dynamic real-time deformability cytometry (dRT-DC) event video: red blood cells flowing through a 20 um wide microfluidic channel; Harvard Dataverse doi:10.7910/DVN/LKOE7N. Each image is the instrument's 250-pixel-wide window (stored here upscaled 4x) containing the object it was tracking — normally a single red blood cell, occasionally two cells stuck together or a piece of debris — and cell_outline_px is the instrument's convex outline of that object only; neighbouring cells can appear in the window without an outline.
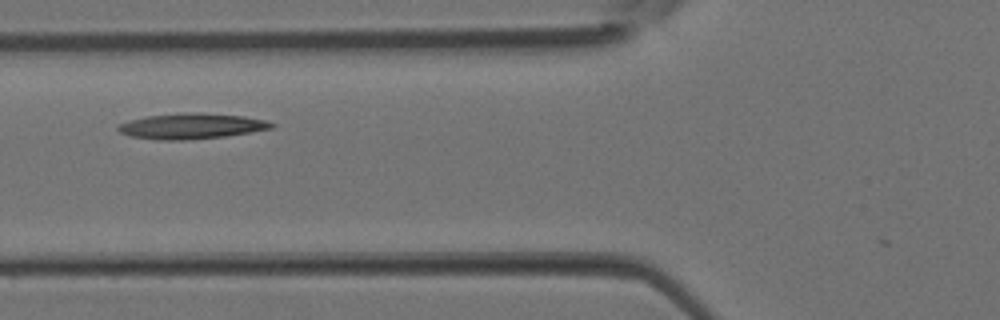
{"species": "Egyptian fruit bat (a non-hibernating species)", "species_latin": "Rousettus aegyptiacus", "temperature_condition": "room temperature", "stored_images_in_passage": 2, "camera_frame_rate_fps": 3000, "um_per_image_px": 0.085, "animal": {"sex": "female"}, "frame": {"image": 1, "passage_image": 2, "time_ms": 0.333, "image_size_px": [1000, 320], "cell_outline_px": [[276, 124], [272, 128], [252, 132], [228, 136], [184, 140], [156, 140], [128, 136], [120, 132], [116, 128], [120, 124], [144, 116], [244, 116], [264, 120]], "centroid_in_image_um": [16.26, 10.8], "position_along_channel_um": 109.5, "area_um2": 21.39}}